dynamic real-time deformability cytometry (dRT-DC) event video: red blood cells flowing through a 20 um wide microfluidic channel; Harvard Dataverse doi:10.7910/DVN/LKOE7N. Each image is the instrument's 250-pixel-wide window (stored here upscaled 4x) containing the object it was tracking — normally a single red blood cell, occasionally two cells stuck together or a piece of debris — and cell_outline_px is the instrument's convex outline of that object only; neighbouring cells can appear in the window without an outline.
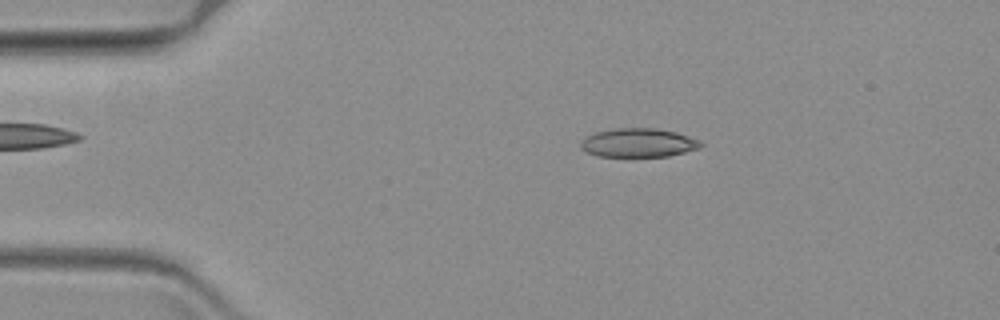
{"species": "common noctule bat (a hibernating species)", "species_latin": "Nyctalus noctula", "temperature_condition": "warm", "stored_images_in_passage": 52, "camera_frame_rate_fps": 3000, "um_per_image_px": 0.085, "animal": {"sex": "female", "body_mass_g": 19.3, "forearm_length_mm": 54.1}, "frame": {"image": 1, "passage_image": 1, "time_ms": 0.0, "image_size_px": [1000, 320], "cell_outline_px": [[704, 144], [700, 148], [668, 156], [596, 156], [580, 148], [580, 140], [584, 136], [596, 132], [612, 128], [656, 128], [676, 132], [700, 140]], "centroid_in_image_um": [54.24, 12.12], "position_along_channel_um": 30.8, "area_um2": 20.29}}
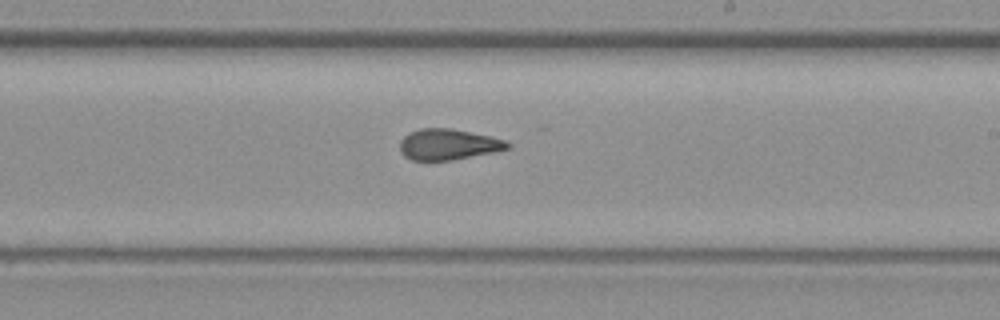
{"frame": {"image": 2, "passage_image": 26, "time_ms": 8.333, "image_size_px": [1000, 320], "cell_outline_px": [[512, 148], [452, 160], [412, 160], [404, 156], [400, 152], [400, 140], [404, 136], [420, 128], [452, 128], [488, 136], [504, 140], [512, 144]], "centroid_in_image_um": [38.09, 12.28], "position_along_channel_um": 250.9, "area_um2": 19.25}}
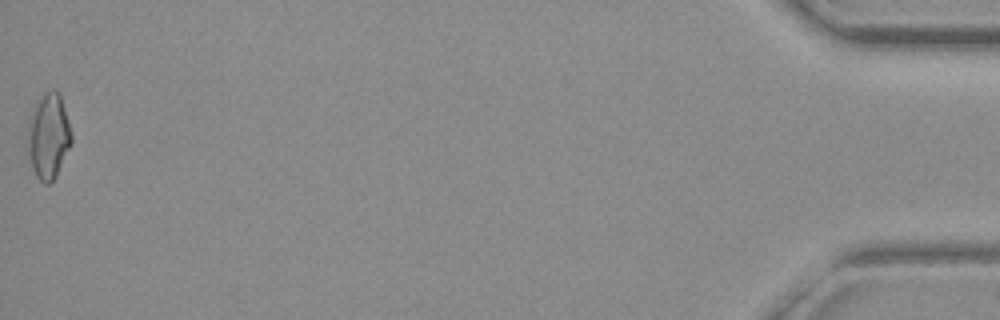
{"frame": {"image": 3, "passage_image": 52, "time_ms": 17.0, "image_size_px": [1000, 320], "cell_outline_px": [[72, 144], [56, 176], [48, 184], [44, 184], [36, 176], [32, 168], [28, 152], [28, 136], [32, 116], [36, 100], [44, 92], [60, 92], [72, 132]], "centroid_in_image_um": [4.16, 11.59], "position_along_channel_um": 431.0, "area_um2": 21.56}}